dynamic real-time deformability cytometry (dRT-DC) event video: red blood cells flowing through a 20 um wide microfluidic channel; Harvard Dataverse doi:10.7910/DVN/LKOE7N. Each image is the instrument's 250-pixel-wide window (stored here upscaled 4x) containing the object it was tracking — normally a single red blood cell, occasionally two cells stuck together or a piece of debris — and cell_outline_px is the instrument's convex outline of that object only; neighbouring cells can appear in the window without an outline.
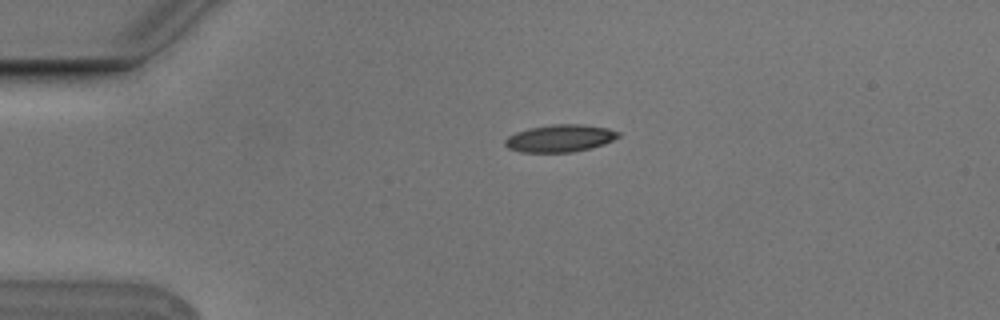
{"species": "Egyptian fruit bat (a non-hibernating species)", "species_latin": "Rousettus aegyptiacus", "temperature_condition": "cold", "stored_images_in_passage": 3, "camera_frame_rate_fps": 3000, "um_per_image_px": 0.085, "animal": {"sex": "male"}, "frame": {"image": 1, "passage_image": 1, "time_ms": 0.0, "image_size_px": [1000, 320], "cell_outline_px": [[620, 136], [604, 144], [572, 152], [520, 152], [508, 148], [504, 144], [504, 140], [508, 136], [516, 132], [528, 128], [552, 124], [580, 124], [608, 128], [620, 132]], "centroid_in_image_um": [47.57, 11.75], "position_along_channel_um": 37.4, "area_um2": 18.03}}
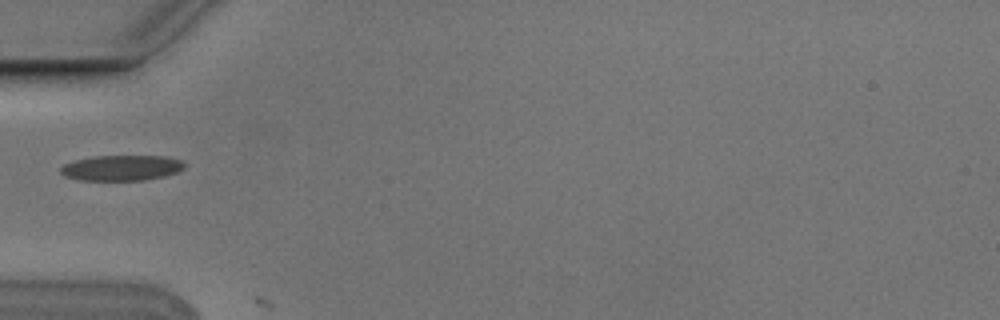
{"frame": {"image": 2, "passage_image": 2, "time_ms": 0.333, "image_size_px": [1000, 320], "cell_outline_px": [[184, 168], [176, 172], [164, 176], [144, 180], [80, 180], [64, 176], [60, 172], [60, 168], [64, 164], [76, 160], [92, 156], [168, 156], [184, 160]], "centroid_in_image_um": [10.34, 14.26], "position_along_channel_um": 74.7, "area_um2": 18.44}}